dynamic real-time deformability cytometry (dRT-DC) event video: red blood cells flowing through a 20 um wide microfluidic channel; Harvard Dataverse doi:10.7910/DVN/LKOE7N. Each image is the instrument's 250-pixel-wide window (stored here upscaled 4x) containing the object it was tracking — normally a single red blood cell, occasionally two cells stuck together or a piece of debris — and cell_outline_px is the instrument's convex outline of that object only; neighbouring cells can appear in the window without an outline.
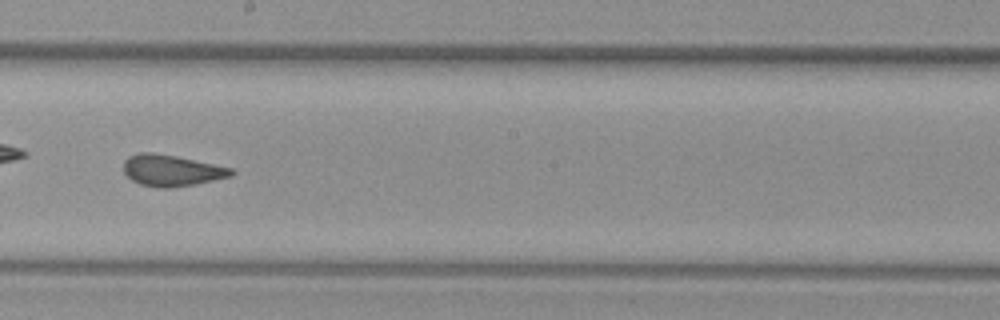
{"species": "common noctule bat (a hibernating species)", "species_latin": "Nyctalus noctula", "temperature_condition": "warm", "stored_images_in_passage": 52, "camera_frame_rate_fps": 3000, "um_per_image_px": 0.085, "animal": {"sex": "female", "body_mass_g": 29.2, "forearm_length_mm": 56.3}, "frame": {"image": 1, "passage_image": 30, "time_ms": 9.667, "image_size_px": [1000, 320], "cell_outline_px": [[236, 172], [232, 176], [196, 184], [172, 188], [156, 188], [140, 184], [132, 180], [124, 172], [124, 160], [128, 156], [140, 152], [152, 152], [176, 156], [232, 168]], "centroid_in_image_um": [14.58, 14.49], "position_along_channel_um": 233.6, "area_um2": 19.77}, "authors_computed_cell_mechanics": {"area_um2": 20.3167, "velocity_mm_per_s": 4.027, "shape_relaxation_time_tau1_ms": 8.0568, "shape_relaxation_time_tau2_ms": 0.6538, "deformation_change_tau1": 0.2208, "deformation_change_tau2": 0.0904}}